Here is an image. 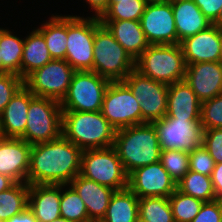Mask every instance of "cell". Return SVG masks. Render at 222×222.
Segmentation results:
<instances>
[{"instance_id":"1","label":"cell","mask_w":222,"mask_h":222,"mask_svg":"<svg viewBox=\"0 0 222 222\" xmlns=\"http://www.w3.org/2000/svg\"><path fill=\"white\" fill-rule=\"evenodd\" d=\"M82 150L59 138L34 144L30 151L27 184L68 185L81 171Z\"/></svg>"},{"instance_id":"2","label":"cell","mask_w":222,"mask_h":222,"mask_svg":"<svg viewBox=\"0 0 222 222\" xmlns=\"http://www.w3.org/2000/svg\"><path fill=\"white\" fill-rule=\"evenodd\" d=\"M113 147L127 175L137 168L159 162L162 151L153 123L118 129Z\"/></svg>"},{"instance_id":"3","label":"cell","mask_w":222,"mask_h":222,"mask_svg":"<svg viewBox=\"0 0 222 222\" xmlns=\"http://www.w3.org/2000/svg\"><path fill=\"white\" fill-rule=\"evenodd\" d=\"M116 131L101 111H62V135L82 151L112 147Z\"/></svg>"},{"instance_id":"4","label":"cell","mask_w":222,"mask_h":222,"mask_svg":"<svg viewBox=\"0 0 222 222\" xmlns=\"http://www.w3.org/2000/svg\"><path fill=\"white\" fill-rule=\"evenodd\" d=\"M135 69L157 82L171 85L183 81L187 64L180 44L149 45L135 60Z\"/></svg>"},{"instance_id":"5","label":"cell","mask_w":222,"mask_h":222,"mask_svg":"<svg viewBox=\"0 0 222 222\" xmlns=\"http://www.w3.org/2000/svg\"><path fill=\"white\" fill-rule=\"evenodd\" d=\"M93 71L109 81H123L135 69V60L95 17Z\"/></svg>"},{"instance_id":"6","label":"cell","mask_w":222,"mask_h":222,"mask_svg":"<svg viewBox=\"0 0 222 222\" xmlns=\"http://www.w3.org/2000/svg\"><path fill=\"white\" fill-rule=\"evenodd\" d=\"M62 135V108L52 98L34 96L27 111L25 133L21 139L30 145L49 142Z\"/></svg>"},{"instance_id":"7","label":"cell","mask_w":222,"mask_h":222,"mask_svg":"<svg viewBox=\"0 0 222 222\" xmlns=\"http://www.w3.org/2000/svg\"><path fill=\"white\" fill-rule=\"evenodd\" d=\"M80 175L115 191L128 187V175L113 146L82 151Z\"/></svg>"},{"instance_id":"8","label":"cell","mask_w":222,"mask_h":222,"mask_svg":"<svg viewBox=\"0 0 222 222\" xmlns=\"http://www.w3.org/2000/svg\"><path fill=\"white\" fill-rule=\"evenodd\" d=\"M110 82L94 71H75L67 93L60 101L62 111H101Z\"/></svg>"},{"instance_id":"9","label":"cell","mask_w":222,"mask_h":222,"mask_svg":"<svg viewBox=\"0 0 222 222\" xmlns=\"http://www.w3.org/2000/svg\"><path fill=\"white\" fill-rule=\"evenodd\" d=\"M95 16H67L65 60L75 71H93Z\"/></svg>"},{"instance_id":"10","label":"cell","mask_w":222,"mask_h":222,"mask_svg":"<svg viewBox=\"0 0 222 222\" xmlns=\"http://www.w3.org/2000/svg\"><path fill=\"white\" fill-rule=\"evenodd\" d=\"M115 129L144 124L140 103L124 81H111L106 89L101 110Z\"/></svg>"},{"instance_id":"11","label":"cell","mask_w":222,"mask_h":222,"mask_svg":"<svg viewBox=\"0 0 222 222\" xmlns=\"http://www.w3.org/2000/svg\"><path fill=\"white\" fill-rule=\"evenodd\" d=\"M75 70L65 59H52L24 79V85L35 95L61 101L67 93Z\"/></svg>"},{"instance_id":"12","label":"cell","mask_w":222,"mask_h":222,"mask_svg":"<svg viewBox=\"0 0 222 222\" xmlns=\"http://www.w3.org/2000/svg\"><path fill=\"white\" fill-rule=\"evenodd\" d=\"M140 103L142 120L153 123L162 119L167 112L169 85L157 82L132 70L123 80Z\"/></svg>"},{"instance_id":"13","label":"cell","mask_w":222,"mask_h":222,"mask_svg":"<svg viewBox=\"0 0 222 222\" xmlns=\"http://www.w3.org/2000/svg\"><path fill=\"white\" fill-rule=\"evenodd\" d=\"M162 150H181L188 153L202 145L203 127L200 119L167 118L153 122Z\"/></svg>"},{"instance_id":"14","label":"cell","mask_w":222,"mask_h":222,"mask_svg":"<svg viewBox=\"0 0 222 222\" xmlns=\"http://www.w3.org/2000/svg\"><path fill=\"white\" fill-rule=\"evenodd\" d=\"M140 23L150 45L178 44L171 1L148 2Z\"/></svg>"},{"instance_id":"15","label":"cell","mask_w":222,"mask_h":222,"mask_svg":"<svg viewBox=\"0 0 222 222\" xmlns=\"http://www.w3.org/2000/svg\"><path fill=\"white\" fill-rule=\"evenodd\" d=\"M128 188L140 199L144 197H170L177 184L161 162L137 168L128 175Z\"/></svg>"},{"instance_id":"16","label":"cell","mask_w":222,"mask_h":222,"mask_svg":"<svg viewBox=\"0 0 222 222\" xmlns=\"http://www.w3.org/2000/svg\"><path fill=\"white\" fill-rule=\"evenodd\" d=\"M31 147L21 138H0V174L27 183Z\"/></svg>"},{"instance_id":"17","label":"cell","mask_w":222,"mask_h":222,"mask_svg":"<svg viewBox=\"0 0 222 222\" xmlns=\"http://www.w3.org/2000/svg\"><path fill=\"white\" fill-rule=\"evenodd\" d=\"M187 65L200 62H219L221 28L212 24L206 30L180 42Z\"/></svg>"},{"instance_id":"18","label":"cell","mask_w":222,"mask_h":222,"mask_svg":"<svg viewBox=\"0 0 222 222\" xmlns=\"http://www.w3.org/2000/svg\"><path fill=\"white\" fill-rule=\"evenodd\" d=\"M201 102L222 94V63L200 62L187 65L184 79Z\"/></svg>"},{"instance_id":"19","label":"cell","mask_w":222,"mask_h":222,"mask_svg":"<svg viewBox=\"0 0 222 222\" xmlns=\"http://www.w3.org/2000/svg\"><path fill=\"white\" fill-rule=\"evenodd\" d=\"M68 185L76 191L81 200L85 203L89 220L91 222H100L105 216L115 190L86 179L80 174Z\"/></svg>"},{"instance_id":"20","label":"cell","mask_w":222,"mask_h":222,"mask_svg":"<svg viewBox=\"0 0 222 222\" xmlns=\"http://www.w3.org/2000/svg\"><path fill=\"white\" fill-rule=\"evenodd\" d=\"M35 95L23 85L0 114L3 137L21 138L25 133L29 103Z\"/></svg>"},{"instance_id":"21","label":"cell","mask_w":222,"mask_h":222,"mask_svg":"<svg viewBox=\"0 0 222 222\" xmlns=\"http://www.w3.org/2000/svg\"><path fill=\"white\" fill-rule=\"evenodd\" d=\"M61 185H29L28 208L38 222H51L59 217Z\"/></svg>"},{"instance_id":"22","label":"cell","mask_w":222,"mask_h":222,"mask_svg":"<svg viewBox=\"0 0 222 222\" xmlns=\"http://www.w3.org/2000/svg\"><path fill=\"white\" fill-rule=\"evenodd\" d=\"M169 1L172 3L178 44L212 25V22L192 0Z\"/></svg>"},{"instance_id":"23","label":"cell","mask_w":222,"mask_h":222,"mask_svg":"<svg viewBox=\"0 0 222 222\" xmlns=\"http://www.w3.org/2000/svg\"><path fill=\"white\" fill-rule=\"evenodd\" d=\"M201 101L185 80L168 87L167 118L200 119Z\"/></svg>"},{"instance_id":"24","label":"cell","mask_w":222,"mask_h":222,"mask_svg":"<svg viewBox=\"0 0 222 222\" xmlns=\"http://www.w3.org/2000/svg\"><path fill=\"white\" fill-rule=\"evenodd\" d=\"M112 33L114 39L136 60L150 45L141 27L135 20H100Z\"/></svg>"},{"instance_id":"25","label":"cell","mask_w":222,"mask_h":222,"mask_svg":"<svg viewBox=\"0 0 222 222\" xmlns=\"http://www.w3.org/2000/svg\"><path fill=\"white\" fill-rule=\"evenodd\" d=\"M100 222H139V198L128 187L115 191Z\"/></svg>"},{"instance_id":"26","label":"cell","mask_w":222,"mask_h":222,"mask_svg":"<svg viewBox=\"0 0 222 222\" xmlns=\"http://www.w3.org/2000/svg\"><path fill=\"white\" fill-rule=\"evenodd\" d=\"M52 59L43 35L34 29L24 39L21 78L24 80L34 70L41 68Z\"/></svg>"},{"instance_id":"27","label":"cell","mask_w":222,"mask_h":222,"mask_svg":"<svg viewBox=\"0 0 222 222\" xmlns=\"http://www.w3.org/2000/svg\"><path fill=\"white\" fill-rule=\"evenodd\" d=\"M37 30L43 35L47 49L53 59H65L67 49V15L52 16Z\"/></svg>"},{"instance_id":"28","label":"cell","mask_w":222,"mask_h":222,"mask_svg":"<svg viewBox=\"0 0 222 222\" xmlns=\"http://www.w3.org/2000/svg\"><path fill=\"white\" fill-rule=\"evenodd\" d=\"M24 39L12 34L11 31L0 28V53L3 67L9 72L21 77V62Z\"/></svg>"},{"instance_id":"29","label":"cell","mask_w":222,"mask_h":222,"mask_svg":"<svg viewBox=\"0 0 222 222\" xmlns=\"http://www.w3.org/2000/svg\"><path fill=\"white\" fill-rule=\"evenodd\" d=\"M29 184L15 183L0 192V220L8 221L28 207Z\"/></svg>"},{"instance_id":"30","label":"cell","mask_w":222,"mask_h":222,"mask_svg":"<svg viewBox=\"0 0 222 222\" xmlns=\"http://www.w3.org/2000/svg\"><path fill=\"white\" fill-rule=\"evenodd\" d=\"M177 189L203 202L216 200L211 176L188 171V173L177 183Z\"/></svg>"},{"instance_id":"31","label":"cell","mask_w":222,"mask_h":222,"mask_svg":"<svg viewBox=\"0 0 222 222\" xmlns=\"http://www.w3.org/2000/svg\"><path fill=\"white\" fill-rule=\"evenodd\" d=\"M139 222H175L168 197L139 199Z\"/></svg>"},{"instance_id":"32","label":"cell","mask_w":222,"mask_h":222,"mask_svg":"<svg viewBox=\"0 0 222 222\" xmlns=\"http://www.w3.org/2000/svg\"><path fill=\"white\" fill-rule=\"evenodd\" d=\"M60 214L72 222H91L85 203L70 185H61Z\"/></svg>"},{"instance_id":"33","label":"cell","mask_w":222,"mask_h":222,"mask_svg":"<svg viewBox=\"0 0 222 222\" xmlns=\"http://www.w3.org/2000/svg\"><path fill=\"white\" fill-rule=\"evenodd\" d=\"M147 4L146 0H119L117 3H108V8L100 20L140 21Z\"/></svg>"},{"instance_id":"34","label":"cell","mask_w":222,"mask_h":222,"mask_svg":"<svg viewBox=\"0 0 222 222\" xmlns=\"http://www.w3.org/2000/svg\"><path fill=\"white\" fill-rule=\"evenodd\" d=\"M169 201L175 222H191L204 203L178 189L169 197Z\"/></svg>"},{"instance_id":"35","label":"cell","mask_w":222,"mask_h":222,"mask_svg":"<svg viewBox=\"0 0 222 222\" xmlns=\"http://www.w3.org/2000/svg\"><path fill=\"white\" fill-rule=\"evenodd\" d=\"M160 162L177 184L189 171V153L181 150H162Z\"/></svg>"},{"instance_id":"36","label":"cell","mask_w":222,"mask_h":222,"mask_svg":"<svg viewBox=\"0 0 222 222\" xmlns=\"http://www.w3.org/2000/svg\"><path fill=\"white\" fill-rule=\"evenodd\" d=\"M200 123L203 130L222 128V94L201 103Z\"/></svg>"},{"instance_id":"37","label":"cell","mask_w":222,"mask_h":222,"mask_svg":"<svg viewBox=\"0 0 222 222\" xmlns=\"http://www.w3.org/2000/svg\"><path fill=\"white\" fill-rule=\"evenodd\" d=\"M24 85V80L14 73H0V114L15 93Z\"/></svg>"},{"instance_id":"38","label":"cell","mask_w":222,"mask_h":222,"mask_svg":"<svg viewBox=\"0 0 222 222\" xmlns=\"http://www.w3.org/2000/svg\"><path fill=\"white\" fill-rule=\"evenodd\" d=\"M214 167V159L202 145L189 153L190 171L211 176Z\"/></svg>"},{"instance_id":"39","label":"cell","mask_w":222,"mask_h":222,"mask_svg":"<svg viewBox=\"0 0 222 222\" xmlns=\"http://www.w3.org/2000/svg\"><path fill=\"white\" fill-rule=\"evenodd\" d=\"M202 146L209 152L215 164L222 163V128L203 130Z\"/></svg>"},{"instance_id":"40","label":"cell","mask_w":222,"mask_h":222,"mask_svg":"<svg viewBox=\"0 0 222 222\" xmlns=\"http://www.w3.org/2000/svg\"><path fill=\"white\" fill-rule=\"evenodd\" d=\"M222 200L204 202L199 213L191 222H221Z\"/></svg>"},{"instance_id":"41","label":"cell","mask_w":222,"mask_h":222,"mask_svg":"<svg viewBox=\"0 0 222 222\" xmlns=\"http://www.w3.org/2000/svg\"><path fill=\"white\" fill-rule=\"evenodd\" d=\"M201 12L213 23L219 16L222 0H192Z\"/></svg>"},{"instance_id":"42","label":"cell","mask_w":222,"mask_h":222,"mask_svg":"<svg viewBox=\"0 0 222 222\" xmlns=\"http://www.w3.org/2000/svg\"><path fill=\"white\" fill-rule=\"evenodd\" d=\"M211 181L216 196V200H222V163L215 164L211 174Z\"/></svg>"},{"instance_id":"43","label":"cell","mask_w":222,"mask_h":222,"mask_svg":"<svg viewBox=\"0 0 222 222\" xmlns=\"http://www.w3.org/2000/svg\"><path fill=\"white\" fill-rule=\"evenodd\" d=\"M92 10L95 11V17L100 18L108 8L109 0H86Z\"/></svg>"},{"instance_id":"44","label":"cell","mask_w":222,"mask_h":222,"mask_svg":"<svg viewBox=\"0 0 222 222\" xmlns=\"http://www.w3.org/2000/svg\"><path fill=\"white\" fill-rule=\"evenodd\" d=\"M6 222H38L33 212L27 207L23 212L14 215Z\"/></svg>"},{"instance_id":"45","label":"cell","mask_w":222,"mask_h":222,"mask_svg":"<svg viewBox=\"0 0 222 222\" xmlns=\"http://www.w3.org/2000/svg\"><path fill=\"white\" fill-rule=\"evenodd\" d=\"M16 182L11 179L9 176L0 174V192L8 190L12 187Z\"/></svg>"},{"instance_id":"46","label":"cell","mask_w":222,"mask_h":222,"mask_svg":"<svg viewBox=\"0 0 222 222\" xmlns=\"http://www.w3.org/2000/svg\"><path fill=\"white\" fill-rule=\"evenodd\" d=\"M212 24L222 29V8L220 9L218 18Z\"/></svg>"},{"instance_id":"47","label":"cell","mask_w":222,"mask_h":222,"mask_svg":"<svg viewBox=\"0 0 222 222\" xmlns=\"http://www.w3.org/2000/svg\"><path fill=\"white\" fill-rule=\"evenodd\" d=\"M0 73H9L2 65L1 53H0Z\"/></svg>"},{"instance_id":"48","label":"cell","mask_w":222,"mask_h":222,"mask_svg":"<svg viewBox=\"0 0 222 222\" xmlns=\"http://www.w3.org/2000/svg\"><path fill=\"white\" fill-rule=\"evenodd\" d=\"M51 222H72V221L67 220V219H65L63 217H59V218H57V219H55V220H53Z\"/></svg>"},{"instance_id":"49","label":"cell","mask_w":222,"mask_h":222,"mask_svg":"<svg viewBox=\"0 0 222 222\" xmlns=\"http://www.w3.org/2000/svg\"><path fill=\"white\" fill-rule=\"evenodd\" d=\"M220 63H222V29H221V47H220Z\"/></svg>"},{"instance_id":"50","label":"cell","mask_w":222,"mask_h":222,"mask_svg":"<svg viewBox=\"0 0 222 222\" xmlns=\"http://www.w3.org/2000/svg\"><path fill=\"white\" fill-rule=\"evenodd\" d=\"M147 2H165L169 0H146Z\"/></svg>"},{"instance_id":"51","label":"cell","mask_w":222,"mask_h":222,"mask_svg":"<svg viewBox=\"0 0 222 222\" xmlns=\"http://www.w3.org/2000/svg\"><path fill=\"white\" fill-rule=\"evenodd\" d=\"M3 137L2 129H1V119H0V138Z\"/></svg>"},{"instance_id":"52","label":"cell","mask_w":222,"mask_h":222,"mask_svg":"<svg viewBox=\"0 0 222 222\" xmlns=\"http://www.w3.org/2000/svg\"><path fill=\"white\" fill-rule=\"evenodd\" d=\"M117 2H119V0H109L108 3H117Z\"/></svg>"}]
</instances>
